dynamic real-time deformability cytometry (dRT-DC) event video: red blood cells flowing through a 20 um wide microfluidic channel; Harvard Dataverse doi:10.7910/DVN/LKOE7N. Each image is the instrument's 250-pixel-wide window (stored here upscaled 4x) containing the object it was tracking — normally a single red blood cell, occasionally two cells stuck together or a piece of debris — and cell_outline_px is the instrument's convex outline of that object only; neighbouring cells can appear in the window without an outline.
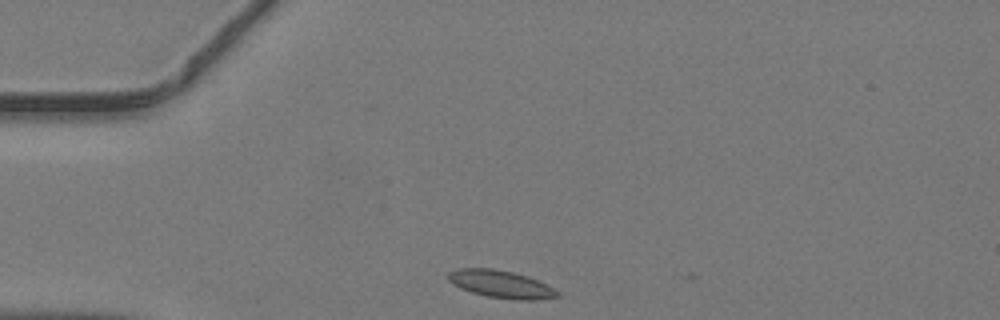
{"species": "common noctule bat (a hibernating species)", "species_latin": "Nyctalus noctula", "temperature_condition": "warm", "stored_images_in_passage": 6, "camera_frame_rate_fps": 3000, "um_per_image_px": 0.085, "animal": {"sex": "male", "body_mass_g": 19.2, "forearm_length_mm": 51.8}, "frame": {"image": 1, "passage_image": 1, "time_ms": 0.0, "image_size_px": [1000, 320], "cell_outline_px": [[560, 296], [536, 300], [516, 300], [488, 296], [472, 292], [460, 288], [452, 284], [448, 280], [448, 272], [456, 268], [492, 268], [512, 272], [528, 276], [560, 292]], "centroid_in_image_um": [42.55, 24.15], "position_along_channel_um": 42.5, "area_um2": 17.46}}
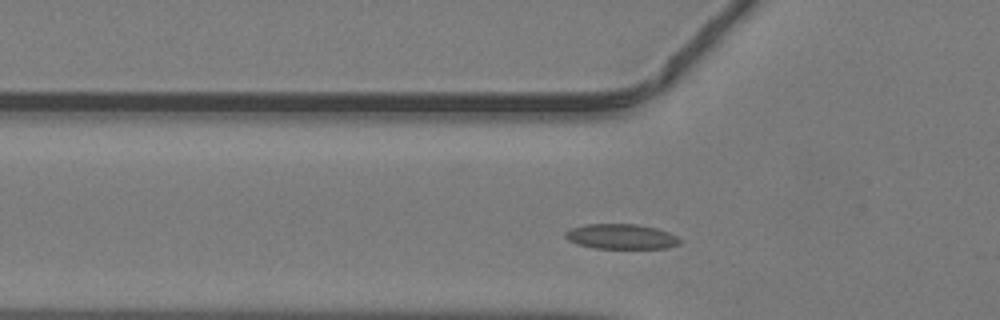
{"frame": {"image": 2, "passage_image": 5, "time_ms": 1.333, "image_size_px": [1000, 320], "cell_outline_px": [[680, 244], [668, 248], [592, 248], [576, 244], [568, 240], [564, 236], [564, 232], [572, 228], [584, 224], [640, 224], [656, 228], [668, 232], [676, 236], [680, 240]], "centroid_in_image_um": [52.77, 20.1], "position_along_channel_um": 73.0, "area_um2": 16.82}}